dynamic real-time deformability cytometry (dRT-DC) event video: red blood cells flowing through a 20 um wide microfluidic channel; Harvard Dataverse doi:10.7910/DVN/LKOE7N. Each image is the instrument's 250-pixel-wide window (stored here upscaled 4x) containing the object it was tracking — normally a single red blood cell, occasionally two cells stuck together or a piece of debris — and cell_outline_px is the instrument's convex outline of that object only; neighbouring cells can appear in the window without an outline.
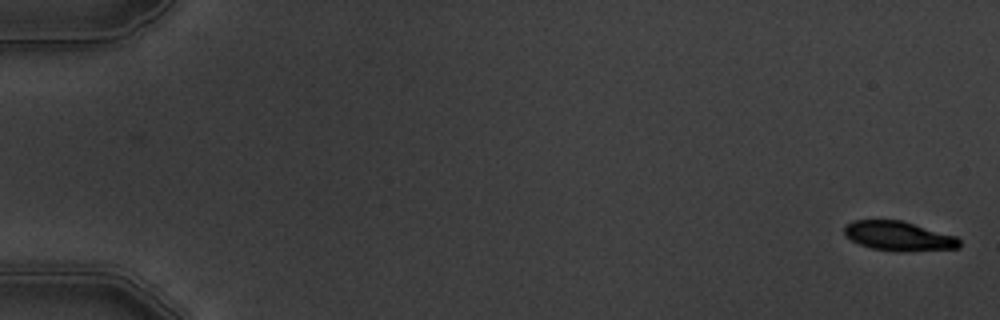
{"species": "common noctule bat (a hibernating species)", "species_latin": "Nyctalus noctula", "temperature_condition": "warm", "stored_images_in_passage": 7, "camera_frame_rate_fps": 3000, "um_per_image_px": 0.085, "animal": {"sex": "male", "body_mass_g": 19.5, "forearm_length_mm": 54.6}, "frame": {"image": 1, "passage_image": 1, "time_ms": 0.0, "image_size_px": [1000, 320], "cell_outline_px": [[960, 248], [904, 252], [900, 252], [872, 248], [860, 244], [844, 236], [844, 228], [852, 220], [900, 220], [956, 236], [960, 240]], "centroid_in_image_um": [76.39, 20.07], "position_along_channel_um": 8.6, "area_um2": 19.71}}